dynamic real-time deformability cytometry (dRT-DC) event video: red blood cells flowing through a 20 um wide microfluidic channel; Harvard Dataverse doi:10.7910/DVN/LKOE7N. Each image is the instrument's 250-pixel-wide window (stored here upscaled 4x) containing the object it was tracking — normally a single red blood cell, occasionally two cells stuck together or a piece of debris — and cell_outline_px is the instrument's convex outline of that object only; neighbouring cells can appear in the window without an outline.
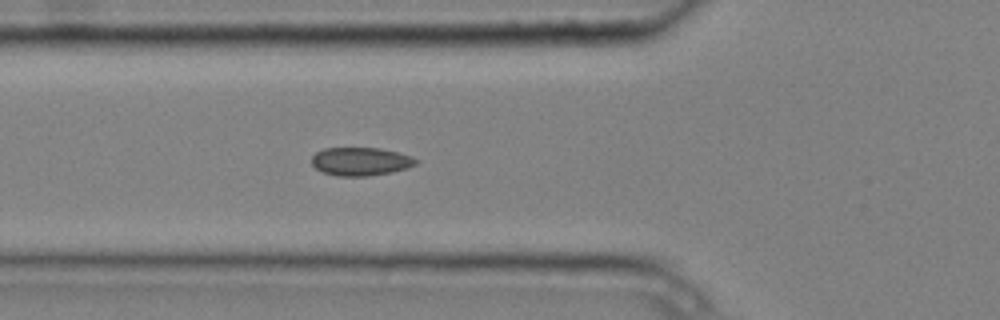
{"species": "common noctule bat (a hibernating species)", "species_latin": "Nyctalus noctula", "temperature_condition": "cold", "stored_images_in_passage": 6, "segment_of_instrument_passage": [1, 2], "camera_frame_rate_fps": 3000, "um_per_image_px": 0.085, "animal": {"sex": "male", "body_mass_g": 20.4}, "frame": {"image": 1, "passage_image": 5, "time_ms": 1.333, "image_size_px": [1000, 320], "cell_outline_px": [[420, 160], [416, 164], [408, 168], [392, 172], [368, 176], [336, 176], [324, 172], [316, 168], [312, 164], [312, 156], [316, 152], [324, 148], [380, 148], [400, 152], [412, 156]], "centroid_in_image_um": [30.7, 13.72], "position_along_channel_um": 95.1, "area_um2": 17.34}}